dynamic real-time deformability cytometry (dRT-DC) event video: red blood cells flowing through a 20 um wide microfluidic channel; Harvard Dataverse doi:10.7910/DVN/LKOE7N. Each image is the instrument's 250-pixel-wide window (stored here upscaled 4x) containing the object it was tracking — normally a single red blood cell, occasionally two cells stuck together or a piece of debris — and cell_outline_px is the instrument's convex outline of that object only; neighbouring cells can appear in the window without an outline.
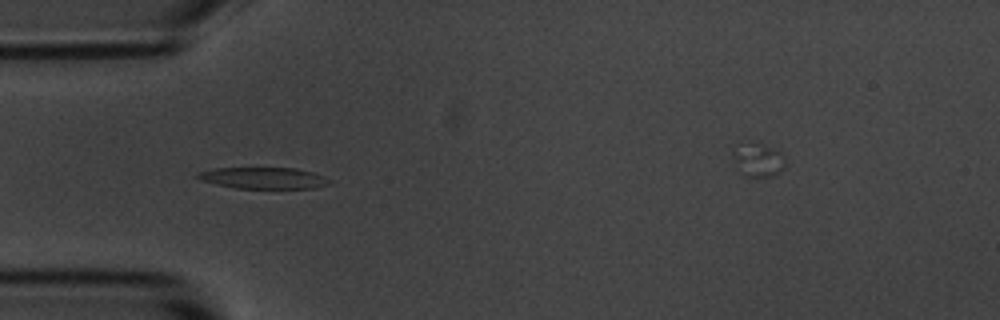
{"species": "common noctule bat (a hibernating species)", "species_latin": "Nyctalus noctula", "temperature_condition": "room temperature", "stored_images_in_passage": 5, "camera_frame_rate_fps": 3000, "um_per_image_px": 0.085, "animal": {"sex": "male", "body_mass_g": 20.1, "forearm_length_mm": 53.5}, "frame": {"image": 1, "passage_image": 4, "time_ms": 3.667, "image_size_px": [1000, 320], "cell_outline_px": [[332, 180], [328, 184], [316, 188], [236, 188], [216, 184], [200, 180], [196, 176], [196, 172], [216, 168], [296, 168], [312, 172], [324, 176]], "centroid_in_image_um": [22.39, 15.13], "position_along_channel_um": 62.6, "area_um2": 16.42}}